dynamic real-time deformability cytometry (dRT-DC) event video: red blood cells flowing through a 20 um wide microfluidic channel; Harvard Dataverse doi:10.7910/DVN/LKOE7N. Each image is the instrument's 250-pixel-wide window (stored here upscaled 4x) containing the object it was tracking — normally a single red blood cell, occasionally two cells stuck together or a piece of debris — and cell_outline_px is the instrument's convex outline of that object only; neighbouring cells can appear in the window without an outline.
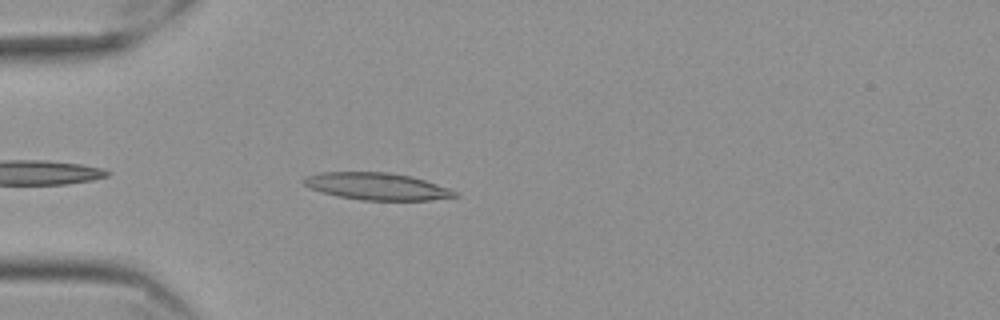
{"species": "Egyptian fruit bat (a non-hibernating species)", "species_latin": "Rousettus aegyptiacus", "temperature_condition": "cold", "stored_images_in_passage": 16, "camera_frame_rate_fps": 3000, "um_per_image_px": 0.085, "frame": {"image": 1, "passage_image": 4, "time_ms": 1.0, "image_size_px": [1000, 320], "cell_outline_px": [[460, 196], [428, 200], [360, 200], [320, 192], [308, 188], [300, 180], [304, 176], [320, 172], [388, 172], [412, 176], [460, 192]], "centroid_in_image_um": [32.0, 15.83], "position_along_channel_um": 53.0, "area_um2": 24.04}}
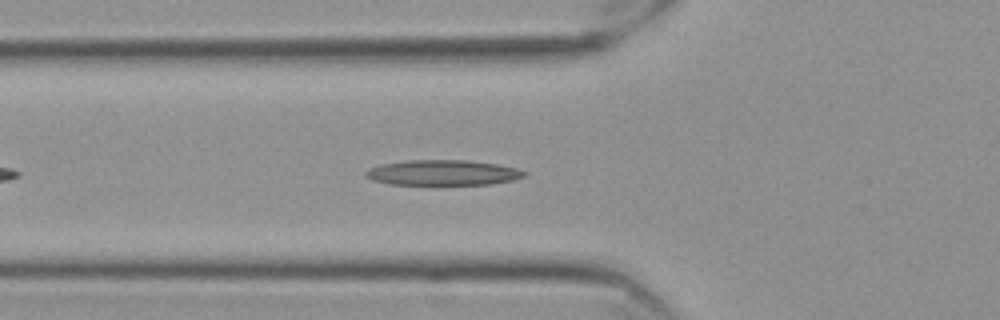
{"frame": {"image": 2, "passage_image": 8, "time_ms": 2.333, "image_size_px": [1000, 320], "cell_outline_px": [[528, 176], [512, 180], [492, 184], [388, 184], [372, 180], [364, 176], [364, 172], [368, 168], [380, 164], [408, 160], [468, 160], [496, 164], [516, 168], [528, 172]], "centroid_in_image_um": [37.63, 14.67], "position_along_channel_um": 88.2, "area_um2": 23.52}}
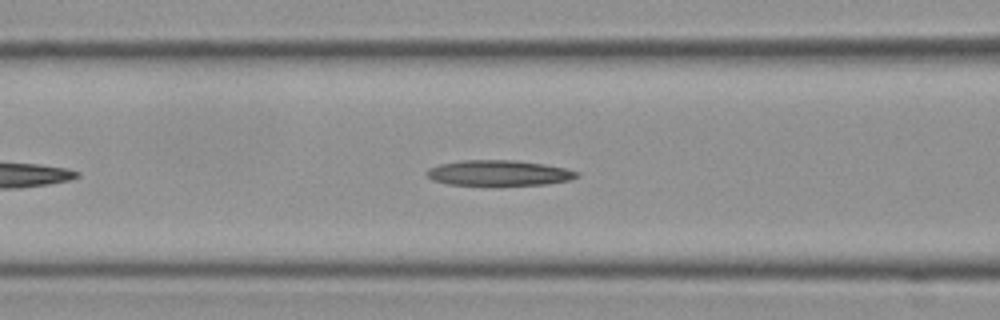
{"frame": {"image": 3, "passage_image": 11, "time_ms": 3.333, "image_size_px": [1000, 320], "cell_outline_px": [[580, 176], [572, 180], [544, 184], [496, 188], [448, 184], [432, 180], [428, 176], [428, 168], [440, 164], [464, 160], [516, 160], [544, 164], [564, 168], [580, 172]], "centroid_in_image_um": [42.43, 14.75], "position_along_channel_um": 124.2, "area_um2": 23.29}}